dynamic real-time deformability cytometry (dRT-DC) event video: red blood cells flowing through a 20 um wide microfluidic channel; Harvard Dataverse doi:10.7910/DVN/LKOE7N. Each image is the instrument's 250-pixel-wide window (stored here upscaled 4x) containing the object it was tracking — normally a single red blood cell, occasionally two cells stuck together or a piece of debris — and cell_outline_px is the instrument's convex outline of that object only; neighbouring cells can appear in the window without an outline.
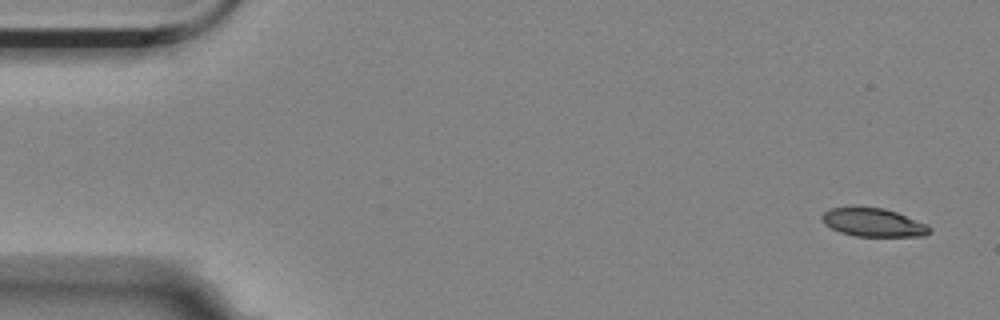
{"species": "Egyptian fruit bat (a non-hibernating species)", "species_latin": "Rousettus aegyptiacus", "temperature_condition": "room temperature", "stored_images_in_passage": 5, "camera_frame_rate_fps": 3000, "um_per_image_px": 0.085, "animal": {"sex": "female"}, "frame": {"image": 1, "passage_image": 1, "time_ms": 0.0, "image_size_px": [1000, 320], "cell_outline_px": [[932, 232], [924, 236], [856, 236], [840, 232], [824, 224], [820, 220], [820, 216], [824, 212], [832, 208], [884, 208], [896, 212], [924, 224]], "centroid_in_image_um": [74.18, 18.92], "position_along_channel_um": 10.8, "area_um2": 17.34}}
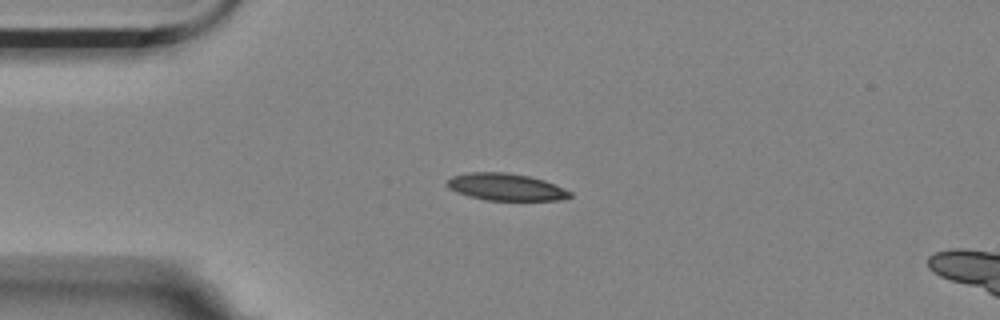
{"frame": {"image": 2, "passage_image": 4, "time_ms": 1.0, "image_size_px": [1000, 320], "cell_outline_px": [[572, 196], [560, 200], [488, 200], [468, 196], [456, 192], [448, 188], [448, 180], [452, 176], [468, 172], [508, 172], [528, 176], [544, 180], [564, 188], [572, 192]], "centroid_in_image_um": [43.0, 15.89], "position_along_channel_um": 42.0, "area_um2": 19.36}}